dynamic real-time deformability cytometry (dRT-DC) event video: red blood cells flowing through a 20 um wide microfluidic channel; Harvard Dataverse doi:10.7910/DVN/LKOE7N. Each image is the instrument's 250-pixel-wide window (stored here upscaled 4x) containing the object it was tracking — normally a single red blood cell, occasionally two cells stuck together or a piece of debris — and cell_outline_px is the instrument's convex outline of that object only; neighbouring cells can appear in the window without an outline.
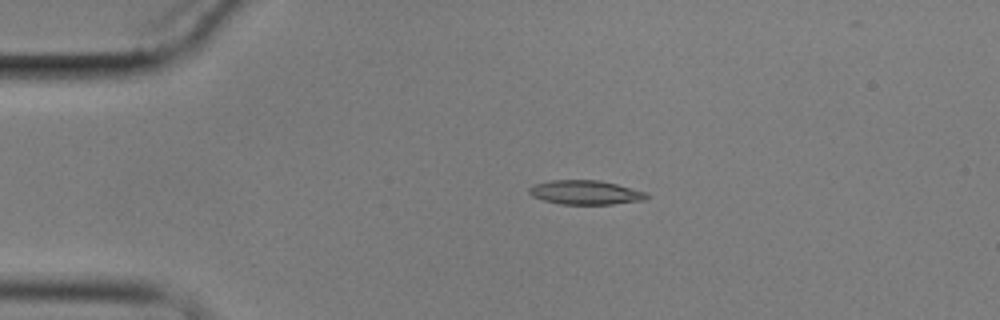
{"species": "common noctule bat (a hibernating species)", "species_latin": "Nyctalus noctula", "temperature_condition": "cold", "stored_images_in_passage": 8, "camera_frame_rate_fps": 3000, "um_per_image_px": 0.085, "animal": {"sex": "male", "body_mass_g": 17.9}, "frame": {"image": 1, "passage_image": 3, "time_ms": 2.667, "image_size_px": [1000, 320], "cell_outline_px": [[648, 196], [644, 200], [612, 204], [560, 204], [544, 200], [532, 196], [528, 192], [528, 188], [532, 184], [552, 180], [600, 180], [648, 192]], "centroid_in_image_um": [49.74, 16.35], "position_along_channel_um": 35.3, "area_um2": 16.59}}
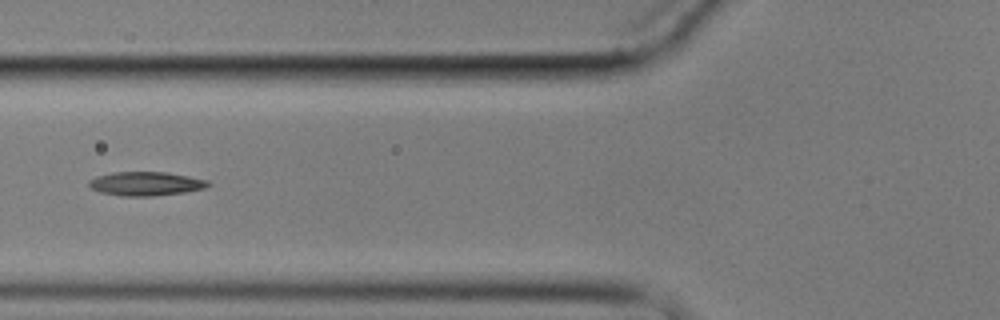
{"frame": {"image": 2, "passage_image": 6, "time_ms": 6.0, "image_size_px": [1000, 320], "cell_outline_px": [[212, 184], [204, 188], [184, 192], [152, 196], [120, 196], [100, 192], [92, 188], [88, 184], [88, 180], [96, 176], [112, 172], [168, 172], [208, 180]], "centroid_in_image_um": [12.38, 15.61], "position_along_channel_um": 113.4, "area_um2": 16.65}}
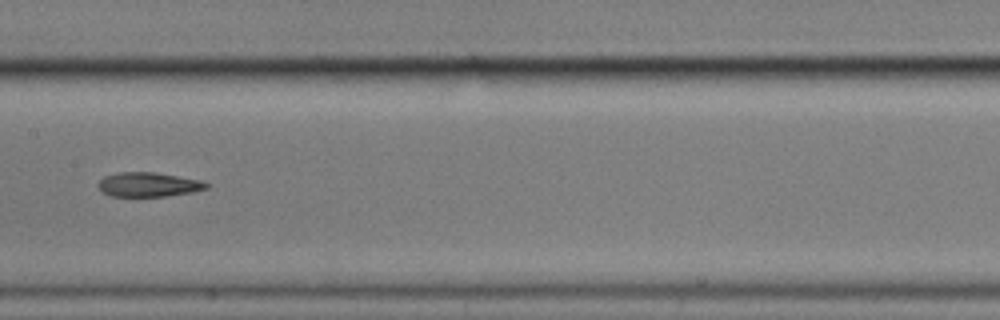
{"frame": {"image": 3, "passage_image": 8, "time_ms": 8.333, "image_size_px": [1000, 320], "cell_outline_px": [[208, 188], [192, 192], [164, 196], [112, 196], [104, 192], [96, 184], [104, 176], [120, 172], [156, 172], [204, 180], [208, 184]], "centroid_in_image_um": [12.65, 15.67], "position_along_channel_um": 194.7, "area_um2": 15.37}}